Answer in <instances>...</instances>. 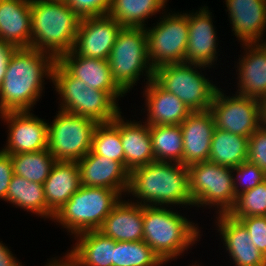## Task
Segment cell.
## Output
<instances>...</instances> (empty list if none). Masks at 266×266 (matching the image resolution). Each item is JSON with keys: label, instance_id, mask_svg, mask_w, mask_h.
<instances>
[{"label": "cell", "instance_id": "1", "mask_svg": "<svg viewBox=\"0 0 266 266\" xmlns=\"http://www.w3.org/2000/svg\"><path fill=\"white\" fill-rule=\"evenodd\" d=\"M56 59L33 48H16L6 68L0 86V114L33 111L41 98L44 79H52Z\"/></svg>", "mask_w": 266, "mask_h": 266}, {"label": "cell", "instance_id": "2", "mask_svg": "<svg viewBox=\"0 0 266 266\" xmlns=\"http://www.w3.org/2000/svg\"><path fill=\"white\" fill-rule=\"evenodd\" d=\"M127 194L143 206H194L189 192L188 166L154 161L130 171ZM169 205V206H168Z\"/></svg>", "mask_w": 266, "mask_h": 266}, {"label": "cell", "instance_id": "3", "mask_svg": "<svg viewBox=\"0 0 266 266\" xmlns=\"http://www.w3.org/2000/svg\"><path fill=\"white\" fill-rule=\"evenodd\" d=\"M81 18L66 2L31 0V47L56 60L73 49Z\"/></svg>", "mask_w": 266, "mask_h": 266}, {"label": "cell", "instance_id": "4", "mask_svg": "<svg viewBox=\"0 0 266 266\" xmlns=\"http://www.w3.org/2000/svg\"><path fill=\"white\" fill-rule=\"evenodd\" d=\"M170 209L143 206V241L164 263L182 255L201 236L197 224Z\"/></svg>", "mask_w": 266, "mask_h": 266}, {"label": "cell", "instance_id": "5", "mask_svg": "<svg viewBox=\"0 0 266 266\" xmlns=\"http://www.w3.org/2000/svg\"><path fill=\"white\" fill-rule=\"evenodd\" d=\"M51 82L57 94H60L59 106L62 111L92 119L98 124L111 122L122 113L117 100L109 92L89 88L57 60Z\"/></svg>", "mask_w": 266, "mask_h": 266}, {"label": "cell", "instance_id": "6", "mask_svg": "<svg viewBox=\"0 0 266 266\" xmlns=\"http://www.w3.org/2000/svg\"><path fill=\"white\" fill-rule=\"evenodd\" d=\"M122 196L110 188L81 186L54 215L53 221L74 236L96 231Z\"/></svg>", "mask_w": 266, "mask_h": 266}, {"label": "cell", "instance_id": "7", "mask_svg": "<svg viewBox=\"0 0 266 266\" xmlns=\"http://www.w3.org/2000/svg\"><path fill=\"white\" fill-rule=\"evenodd\" d=\"M108 63L114 82L125 94L144 72L146 84L153 79L154 69L149 63L145 28L123 27L111 49Z\"/></svg>", "mask_w": 266, "mask_h": 266}, {"label": "cell", "instance_id": "8", "mask_svg": "<svg viewBox=\"0 0 266 266\" xmlns=\"http://www.w3.org/2000/svg\"><path fill=\"white\" fill-rule=\"evenodd\" d=\"M206 67L192 63L166 64L154 69L153 80L178 97L191 111H205L210 108L218 89L201 73L202 70H197Z\"/></svg>", "mask_w": 266, "mask_h": 266}, {"label": "cell", "instance_id": "9", "mask_svg": "<svg viewBox=\"0 0 266 266\" xmlns=\"http://www.w3.org/2000/svg\"><path fill=\"white\" fill-rule=\"evenodd\" d=\"M231 168L203 161L188 166L189 192L196 207H216L218 214H228L237 196Z\"/></svg>", "mask_w": 266, "mask_h": 266}, {"label": "cell", "instance_id": "10", "mask_svg": "<svg viewBox=\"0 0 266 266\" xmlns=\"http://www.w3.org/2000/svg\"><path fill=\"white\" fill-rule=\"evenodd\" d=\"M48 123L47 149L56 161L78 162L91 151L98 125L92 119L62 110Z\"/></svg>", "mask_w": 266, "mask_h": 266}, {"label": "cell", "instance_id": "11", "mask_svg": "<svg viewBox=\"0 0 266 266\" xmlns=\"http://www.w3.org/2000/svg\"><path fill=\"white\" fill-rule=\"evenodd\" d=\"M159 19L156 26L145 28L150 65L156 69L166 64L185 63L188 13H167Z\"/></svg>", "mask_w": 266, "mask_h": 266}, {"label": "cell", "instance_id": "12", "mask_svg": "<svg viewBox=\"0 0 266 266\" xmlns=\"http://www.w3.org/2000/svg\"><path fill=\"white\" fill-rule=\"evenodd\" d=\"M220 89L216 90L209 108L215 127L249 138L261 126L260 101L238 93L230 97Z\"/></svg>", "mask_w": 266, "mask_h": 266}, {"label": "cell", "instance_id": "13", "mask_svg": "<svg viewBox=\"0 0 266 266\" xmlns=\"http://www.w3.org/2000/svg\"><path fill=\"white\" fill-rule=\"evenodd\" d=\"M0 118L8 125L7 143L2 152L18 154L47 149L48 123L30 111L6 112Z\"/></svg>", "mask_w": 266, "mask_h": 266}, {"label": "cell", "instance_id": "14", "mask_svg": "<svg viewBox=\"0 0 266 266\" xmlns=\"http://www.w3.org/2000/svg\"><path fill=\"white\" fill-rule=\"evenodd\" d=\"M122 28L108 14L81 18L72 51L80 56L108 59Z\"/></svg>", "mask_w": 266, "mask_h": 266}, {"label": "cell", "instance_id": "15", "mask_svg": "<svg viewBox=\"0 0 266 266\" xmlns=\"http://www.w3.org/2000/svg\"><path fill=\"white\" fill-rule=\"evenodd\" d=\"M188 14V42L185 63L199 64L208 68L217 60V31L213 25L212 12L207 6Z\"/></svg>", "mask_w": 266, "mask_h": 266}, {"label": "cell", "instance_id": "16", "mask_svg": "<svg viewBox=\"0 0 266 266\" xmlns=\"http://www.w3.org/2000/svg\"><path fill=\"white\" fill-rule=\"evenodd\" d=\"M81 185L116 190L121 196L128 190L130 171L122 162L89 151L77 162ZM123 192V193H122Z\"/></svg>", "mask_w": 266, "mask_h": 266}, {"label": "cell", "instance_id": "17", "mask_svg": "<svg viewBox=\"0 0 266 266\" xmlns=\"http://www.w3.org/2000/svg\"><path fill=\"white\" fill-rule=\"evenodd\" d=\"M183 137V162L189 166L208 161L215 121L211 111H192L180 124Z\"/></svg>", "mask_w": 266, "mask_h": 266}, {"label": "cell", "instance_id": "18", "mask_svg": "<svg viewBox=\"0 0 266 266\" xmlns=\"http://www.w3.org/2000/svg\"><path fill=\"white\" fill-rule=\"evenodd\" d=\"M57 61L89 88L109 92L116 100L125 96L113 80L108 59L80 56L71 50L60 56Z\"/></svg>", "mask_w": 266, "mask_h": 266}, {"label": "cell", "instance_id": "19", "mask_svg": "<svg viewBox=\"0 0 266 266\" xmlns=\"http://www.w3.org/2000/svg\"><path fill=\"white\" fill-rule=\"evenodd\" d=\"M225 4L236 38L243 44L262 43L266 30V0H225Z\"/></svg>", "mask_w": 266, "mask_h": 266}, {"label": "cell", "instance_id": "20", "mask_svg": "<svg viewBox=\"0 0 266 266\" xmlns=\"http://www.w3.org/2000/svg\"><path fill=\"white\" fill-rule=\"evenodd\" d=\"M217 230L235 266H266L264 255L257 249L244 225L228 214L217 215Z\"/></svg>", "mask_w": 266, "mask_h": 266}, {"label": "cell", "instance_id": "21", "mask_svg": "<svg viewBox=\"0 0 266 266\" xmlns=\"http://www.w3.org/2000/svg\"><path fill=\"white\" fill-rule=\"evenodd\" d=\"M241 45L245 55L236 65L239 72L237 93L260 100L266 97V46L263 43Z\"/></svg>", "mask_w": 266, "mask_h": 266}, {"label": "cell", "instance_id": "22", "mask_svg": "<svg viewBox=\"0 0 266 266\" xmlns=\"http://www.w3.org/2000/svg\"><path fill=\"white\" fill-rule=\"evenodd\" d=\"M145 87L143 97L146 96L148 113L145 122L149 126L180 125L192 112L178 97L162 89L153 79Z\"/></svg>", "mask_w": 266, "mask_h": 266}, {"label": "cell", "instance_id": "23", "mask_svg": "<svg viewBox=\"0 0 266 266\" xmlns=\"http://www.w3.org/2000/svg\"><path fill=\"white\" fill-rule=\"evenodd\" d=\"M98 231L115 241H142L143 205L120 199Z\"/></svg>", "mask_w": 266, "mask_h": 266}, {"label": "cell", "instance_id": "24", "mask_svg": "<svg viewBox=\"0 0 266 266\" xmlns=\"http://www.w3.org/2000/svg\"><path fill=\"white\" fill-rule=\"evenodd\" d=\"M0 39L16 48L31 47V0H0Z\"/></svg>", "mask_w": 266, "mask_h": 266}, {"label": "cell", "instance_id": "25", "mask_svg": "<svg viewBox=\"0 0 266 266\" xmlns=\"http://www.w3.org/2000/svg\"><path fill=\"white\" fill-rule=\"evenodd\" d=\"M43 185L47 214L53 219L59 209L82 186L78 163L56 161Z\"/></svg>", "mask_w": 266, "mask_h": 266}, {"label": "cell", "instance_id": "26", "mask_svg": "<svg viewBox=\"0 0 266 266\" xmlns=\"http://www.w3.org/2000/svg\"><path fill=\"white\" fill-rule=\"evenodd\" d=\"M77 241L66 257L72 266H114L116 241L100 231H86L76 236Z\"/></svg>", "mask_w": 266, "mask_h": 266}, {"label": "cell", "instance_id": "27", "mask_svg": "<svg viewBox=\"0 0 266 266\" xmlns=\"http://www.w3.org/2000/svg\"><path fill=\"white\" fill-rule=\"evenodd\" d=\"M120 138L124 148V166L129 171L155 161L149 125L146 122H125L120 113Z\"/></svg>", "mask_w": 266, "mask_h": 266}, {"label": "cell", "instance_id": "28", "mask_svg": "<svg viewBox=\"0 0 266 266\" xmlns=\"http://www.w3.org/2000/svg\"><path fill=\"white\" fill-rule=\"evenodd\" d=\"M168 0H112L108 15L122 27L146 28L145 20L164 11Z\"/></svg>", "mask_w": 266, "mask_h": 266}, {"label": "cell", "instance_id": "29", "mask_svg": "<svg viewBox=\"0 0 266 266\" xmlns=\"http://www.w3.org/2000/svg\"><path fill=\"white\" fill-rule=\"evenodd\" d=\"M248 137L215 128L208 161L236 167L247 160Z\"/></svg>", "mask_w": 266, "mask_h": 266}, {"label": "cell", "instance_id": "30", "mask_svg": "<svg viewBox=\"0 0 266 266\" xmlns=\"http://www.w3.org/2000/svg\"><path fill=\"white\" fill-rule=\"evenodd\" d=\"M7 201L15 207L23 208L27 212L39 215L40 218H50L47 214V205L44 194V185L31 182L14 174L6 194Z\"/></svg>", "mask_w": 266, "mask_h": 266}, {"label": "cell", "instance_id": "31", "mask_svg": "<svg viewBox=\"0 0 266 266\" xmlns=\"http://www.w3.org/2000/svg\"><path fill=\"white\" fill-rule=\"evenodd\" d=\"M149 133L155 161L183 162V137L180 125H150Z\"/></svg>", "mask_w": 266, "mask_h": 266}, {"label": "cell", "instance_id": "32", "mask_svg": "<svg viewBox=\"0 0 266 266\" xmlns=\"http://www.w3.org/2000/svg\"><path fill=\"white\" fill-rule=\"evenodd\" d=\"M14 174L28 181L44 184L56 162L48 149L11 154Z\"/></svg>", "mask_w": 266, "mask_h": 266}, {"label": "cell", "instance_id": "33", "mask_svg": "<svg viewBox=\"0 0 266 266\" xmlns=\"http://www.w3.org/2000/svg\"><path fill=\"white\" fill-rule=\"evenodd\" d=\"M91 151L124 164V148L120 138V114L111 122L99 123L96 126Z\"/></svg>", "mask_w": 266, "mask_h": 266}, {"label": "cell", "instance_id": "34", "mask_svg": "<svg viewBox=\"0 0 266 266\" xmlns=\"http://www.w3.org/2000/svg\"><path fill=\"white\" fill-rule=\"evenodd\" d=\"M165 264L143 240L116 241L114 266H160Z\"/></svg>", "mask_w": 266, "mask_h": 266}, {"label": "cell", "instance_id": "35", "mask_svg": "<svg viewBox=\"0 0 266 266\" xmlns=\"http://www.w3.org/2000/svg\"><path fill=\"white\" fill-rule=\"evenodd\" d=\"M228 215L236 220L250 216H266V180L253 189L238 194Z\"/></svg>", "mask_w": 266, "mask_h": 266}, {"label": "cell", "instance_id": "36", "mask_svg": "<svg viewBox=\"0 0 266 266\" xmlns=\"http://www.w3.org/2000/svg\"><path fill=\"white\" fill-rule=\"evenodd\" d=\"M231 171L233 173V187L236 196L241 192L253 189L266 180V174L256 165L248 163L247 161L236 167H232ZM234 172L236 173L234 174Z\"/></svg>", "mask_w": 266, "mask_h": 266}, {"label": "cell", "instance_id": "37", "mask_svg": "<svg viewBox=\"0 0 266 266\" xmlns=\"http://www.w3.org/2000/svg\"><path fill=\"white\" fill-rule=\"evenodd\" d=\"M248 163L256 165L266 174V129L261 126L248 138Z\"/></svg>", "mask_w": 266, "mask_h": 266}, {"label": "cell", "instance_id": "38", "mask_svg": "<svg viewBox=\"0 0 266 266\" xmlns=\"http://www.w3.org/2000/svg\"><path fill=\"white\" fill-rule=\"evenodd\" d=\"M112 0H66L67 5L80 17L107 15Z\"/></svg>", "mask_w": 266, "mask_h": 266}, {"label": "cell", "instance_id": "39", "mask_svg": "<svg viewBox=\"0 0 266 266\" xmlns=\"http://www.w3.org/2000/svg\"><path fill=\"white\" fill-rule=\"evenodd\" d=\"M239 221L247 229L251 241L257 249L266 254V216H250L240 218Z\"/></svg>", "mask_w": 266, "mask_h": 266}, {"label": "cell", "instance_id": "40", "mask_svg": "<svg viewBox=\"0 0 266 266\" xmlns=\"http://www.w3.org/2000/svg\"><path fill=\"white\" fill-rule=\"evenodd\" d=\"M14 175L11 156L0 150V199L5 200L11 178Z\"/></svg>", "mask_w": 266, "mask_h": 266}, {"label": "cell", "instance_id": "41", "mask_svg": "<svg viewBox=\"0 0 266 266\" xmlns=\"http://www.w3.org/2000/svg\"><path fill=\"white\" fill-rule=\"evenodd\" d=\"M15 49V46L0 39V86L4 80L8 61Z\"/></svg>", "mask_w": 266, "mask_h": 266}, {"label": "cell", "instance_id": "42", "mask_svg": "<svg viewBox=\"0 0 266 266\" xmlns=\"http://www.w3.org/2000/svg\"><path fill=\"white\" fill-rule=\"evenodd\" d=\"M12 251L6 244L0 242V266H22L21 262L13 256Z\"/></svg>", "mask_w": 266, "mask_h": 266}, {"label": "cell", "instance_id": "43", "mask_svg": "<svg viewBox=\"0 0 266 266\" xmlns=\"http://www.w3.org/2000/svg\"><path fill=\"white\" fill-rule=\"evenodd\" d=\"M259 101H260L261 127L266 129V97L260 99Z\"/></svg>", "mask_w": 266, "mask_h": 266}, {"label": "cell", "instance_id": "44", "mask_svg": "<svg viewBox=\"0 0 266 266\" xmlns=\"http://www.w3.org/2000/svg\"><path fill=\"white\" fill-rule=\"evenodd\" d=\"M63 258L61 259H53L51 258L50 261H48L49 263H47V265L45 266H72L70 261L64 256H62Z\"/></svg>", "mask_w": 266, "mask_h": 266}, {"label": "cell", "instance_id": "45", "mask_svg": "<svg viewBox=\"0 0 266 266\" xmlns=\"http://www.w3.org/2000/svg\"><path fill=\"white\" fill-rule=\"evenodd\" d=\"M48 1L66 2V0H48Z\"/></svg>", "mask_w": 266, "mask_h": 266}]
</instances>
